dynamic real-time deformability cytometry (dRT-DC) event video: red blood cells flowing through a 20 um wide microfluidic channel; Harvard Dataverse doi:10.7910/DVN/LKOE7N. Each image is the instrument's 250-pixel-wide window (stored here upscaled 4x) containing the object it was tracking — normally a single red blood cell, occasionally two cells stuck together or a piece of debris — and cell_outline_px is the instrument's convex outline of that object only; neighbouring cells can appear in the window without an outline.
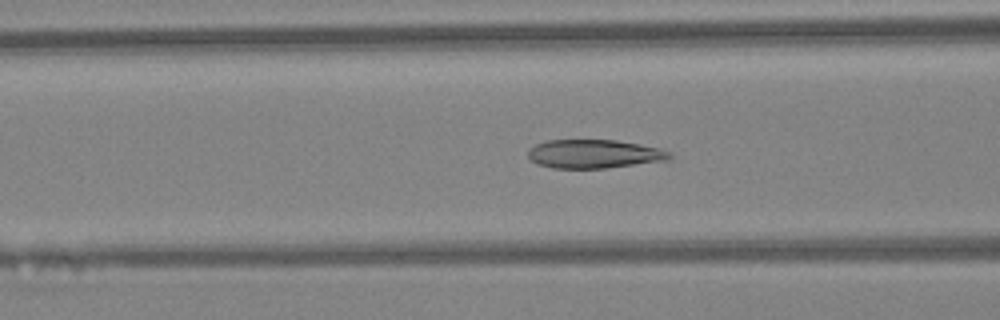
{"species": "Egyptian fruit bat (a non-hibernating species)", "species_latin": "Rousettus aegyptiacus", "temperature_condition": "warm", "stored_images_in_passage": 43, "camera_frame_rate_fps": 3000, "um_per_image_px": 0.085, "animal": {"sex": "female"}, "frame": {"image": 1, "passage_image": 15, "time_ms": 4.667, "image_size_px": [1000, 320], "cell_outline_px": [[672, 156], [668, 160], [604, 168], [552, 168], [536, 164], [528, 156], [528, 148], [536, 144], [548, 140], [616, 140], [640, 144], [660, 148], [668, 152]], "centroid_in_image_um": [50.47, 13.08], "position_along_channel_um": 116.1, "area_um2": 23.58}}
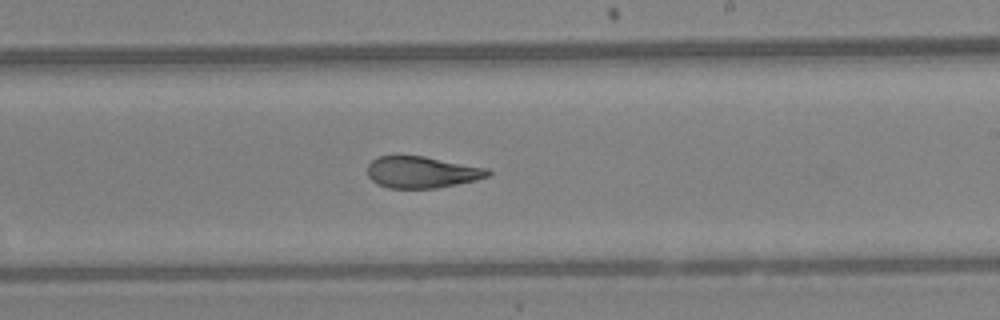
{"frame": {"image": 2, "passage_image": 24, "time_ms": 7.667, "image_size_px": [1000, 320], "cell_outline_px": [[492, 172], [488, 176], [476, 180], [436, 188], [388, 188], [376, 184], [368, 176], [368, 164], [376, 156], [424, 156], [488, 168]], "centroid_in_image_um": [35.85, 14.63], "position_along_channel_um": 253.2, "area_um2": 22.2}}
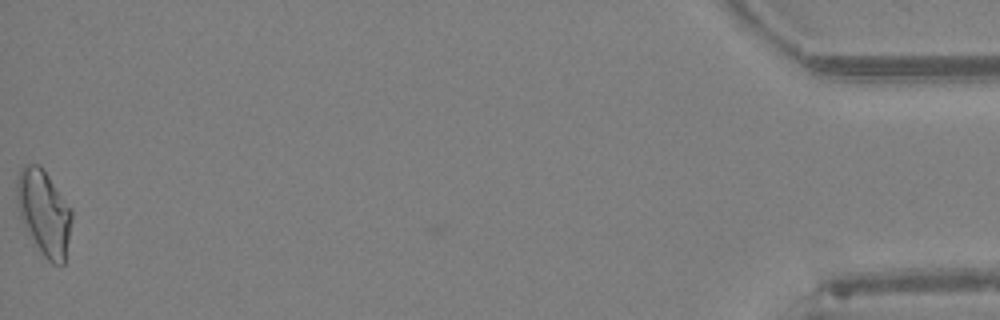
{"frame": {"image": 3, "passage_image": 42, "time_ms": 13.667, "image_size_px": [1000, 320], "cell_outline_px": [[72, 220], [64, 264], [52, 264], [44, 256], [28, 232], [20, 216], [16, 196], [16, 180], [20, 168], [24, 164], [40, 164], [72, 208]], "centroid_in_image_um": [3.74, 18.02], "position_along_channel_um": 431.5, "area_um2": 27.22}, "authors_computed_cell_mechanics": {"area_um2": 23.8714, "velocity_mm_per_s": 4.5865, "shape_relaxation_time_tau1_ms": 8.7769, "shape_relaxation_time_tau2_ms": 1.4558, "deformation_change_tau1": 0.2353, "deformation_change_tau2": 0.0864}}